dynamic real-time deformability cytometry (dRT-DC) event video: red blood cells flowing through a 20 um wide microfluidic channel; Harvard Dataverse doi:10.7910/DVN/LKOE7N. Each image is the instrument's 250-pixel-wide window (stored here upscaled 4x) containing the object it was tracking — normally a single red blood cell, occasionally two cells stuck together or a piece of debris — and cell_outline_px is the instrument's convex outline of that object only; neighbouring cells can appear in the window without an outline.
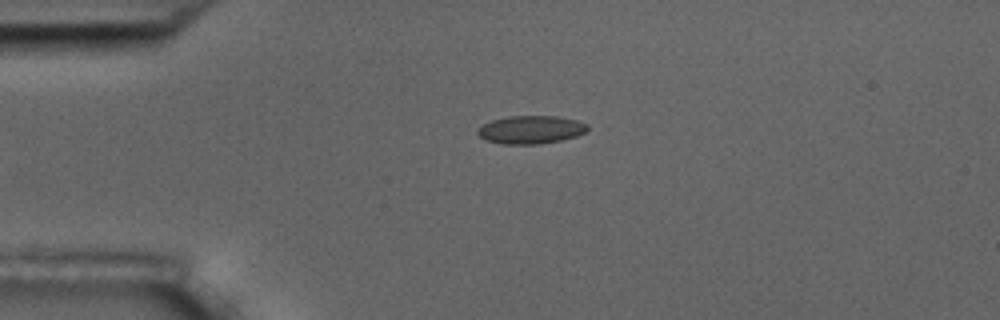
{"species": "common noctule bat (a hibernating species)", "species_latin": "Nyctalus noctula", "temperature_condition": "room temperature", "stored_images_in_passage": 4, "camera_frame_rate_fps": 3000, "um_per_image_px": 0.085, "animal": {"sex": "male", "body_mass_g": 17.5, "forearm_length_mm": 52.3}, "frame": {"image": 1, "passage_image": 4, "time_ms": 4.0, "image_size_px": [1000, 320], "cell_outline_px": [[588, 128], [584, 132], [576, 136], [560, 140], [540, 144], [500, 144], [488, 140], [480, 136], [476, 132], [484, 124], [492, 120], [508, 116], [556, 116], [576, 120], [588, 124]], "centroid_in_image_um": [45.13, 11.02], "position_along_channel_um": 39.9, "area_um2": 17.8}}